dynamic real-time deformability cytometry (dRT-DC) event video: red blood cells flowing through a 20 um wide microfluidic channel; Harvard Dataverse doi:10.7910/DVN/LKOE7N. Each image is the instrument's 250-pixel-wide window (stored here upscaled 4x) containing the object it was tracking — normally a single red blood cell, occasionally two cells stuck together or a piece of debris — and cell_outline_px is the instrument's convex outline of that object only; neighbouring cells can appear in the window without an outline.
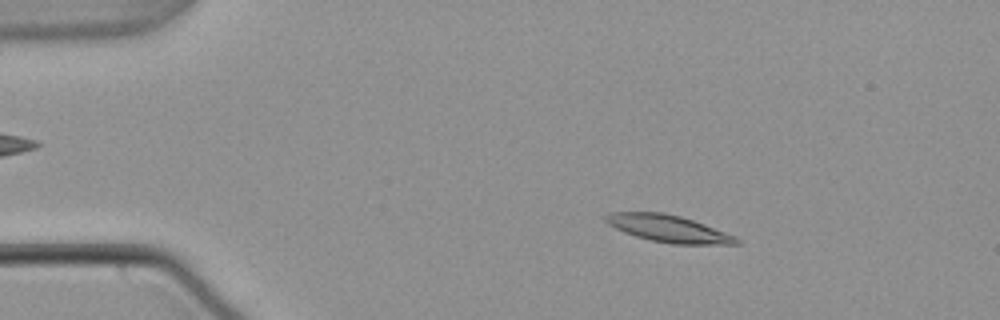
{"species": "common noctule bat (a hibernating species)", "species_latin": "Nyctalus noctula", "temperature_condition": "warm", "stored_images_in_passage": 54, "camera_frame_rate_fps": 3000, "um_per_image_px": 0.085, "animal": {"sex": "male", "body_mass_g": 21.5, "forearm_length_mm": 52.0}, "frame": {"image": 1, "passage_image": 9, "time_ms": 2.667, "image_size_px": [1000, 320], "cell_outline_px": [[740, 244], [672, 244], [652, 240], [636, 236], [624, 232], [608, 224], [600, 216], [612, 212], [664, 212], [680, 216], [704, 224], [736, 236], [740, 240]], "centroid_in_image_um": [56.79, 19.42], "position_along_channel_um": 28.2, "area_um2": 20.58}}
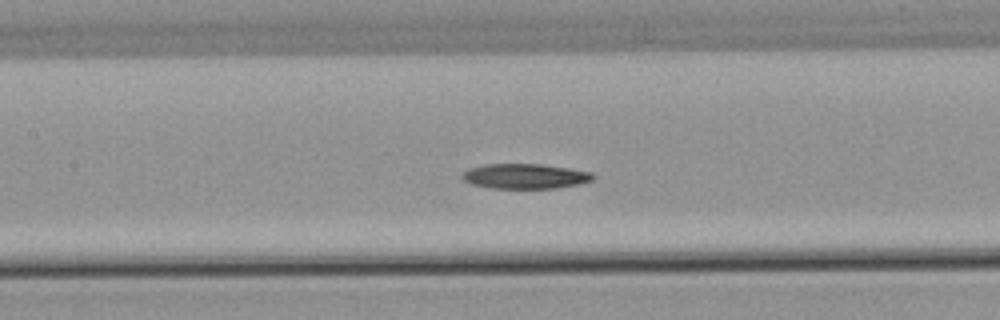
{"frame": {"image": 2, "passage_image": 25, "time_ms": 8.0, "image_size_px": [1000, 320], "cell_outline_px": [[596, 176], [592, 180], [580, 184], [556, 188], [492, 188], [472, 184], [464, 180], [460, 176], [464, 172], [472, 168], [484, 164], [540, 164], [568, 168], [592, 172]], "centroid_in_image_um": [44.66, 14.98], "position_along_channel_um": 162.7, "area_um2": 18.96}}
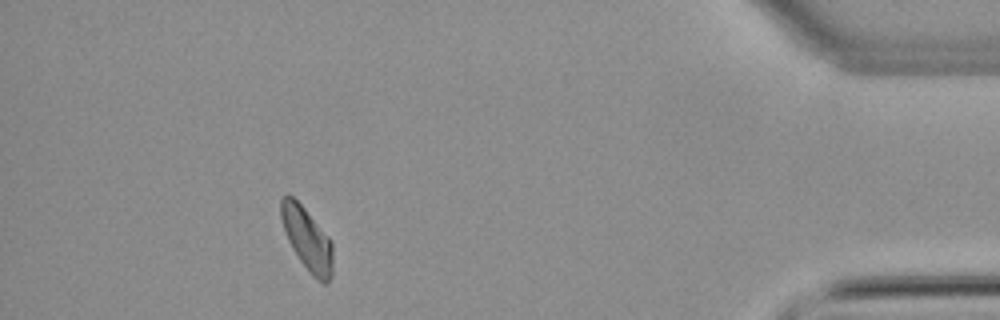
{"frame": {"image": 3, "passage_image": 49, "time_ms": 16.0, "image_size_px": [1000, 320], "cell_outline_px": [[332, 276], [328, 284], [324, 284], [312, 276], [300, 260], [292, 248], [288, 240], [280, 216], [280, 200], [284, 196], [292, 196], [304, 208], [332, 240]], "centroid_in_image_um": [26.12, 20.35], "position_along_channel_um": 409.1, "area_um2": 18.84}}